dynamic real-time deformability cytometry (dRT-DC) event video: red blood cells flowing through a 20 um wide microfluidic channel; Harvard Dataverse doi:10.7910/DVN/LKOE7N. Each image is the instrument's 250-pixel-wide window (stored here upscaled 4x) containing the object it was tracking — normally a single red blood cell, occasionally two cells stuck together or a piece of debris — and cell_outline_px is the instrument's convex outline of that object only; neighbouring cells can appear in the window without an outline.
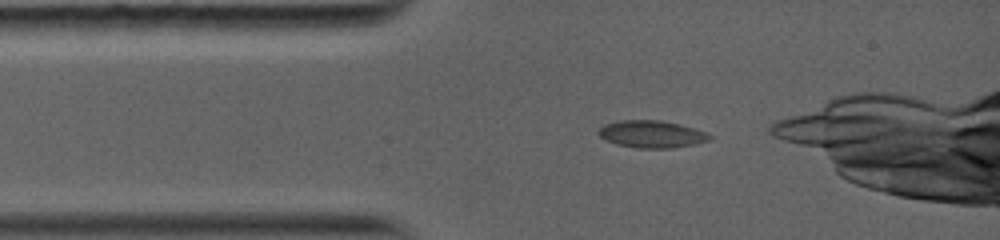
{"species": "common noctule bat (a hibernating species)", "species_latin": "Nyctalus noctula", "temperature_condition": "warm", "stored_images_in_passage": 4, "camera_frame_rate_fps": 5000, "um_per_image_px": 0.085, "animal": {"sex": "female", "body_mass_g": 19.0, "forearm_length_mm": 56.7}, "frame": {"image": 1, "passage_image": 1, "time_ms": 0.0, "image_size_px": [1000, 240], "cell_outline_px": [[712, 140], [672, 148], [636, 148], [616, 144], [600, 136], [596, 132], [604, 124], [620, 120], [660, 120], [680, 124], [708, 132], [712, 136]], "centroid_in_image_um": [55.41, 11.39], "position_along_channel_um": 29.6, "area_um2": 17.69}}
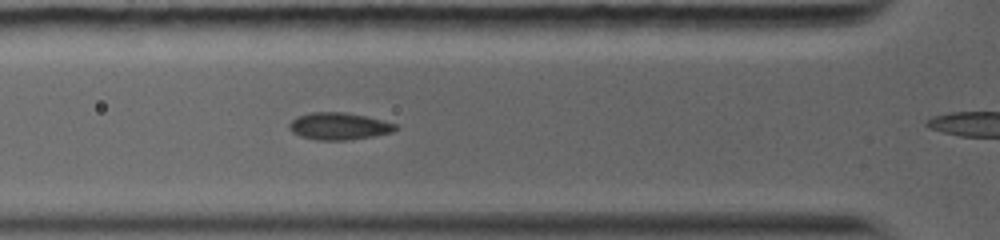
{"frame": {"image": 2, "passage_image": 3, "time_ms": 2.0, "image_size_px": [1000, 240], "cell_outline_px": [[396, 128], [392, 132], [372, 136], [348, 140], [316, 140], [300, 136], [292, 132], [288, 128], [288, 124], [296, 116], [312, 112], [344, 112], [368, 116], [396, 124]], "centroid_in_image_um": [28.76, 10.72], "position_along_channel_um": 97.0, "area_um2": 16.82}}
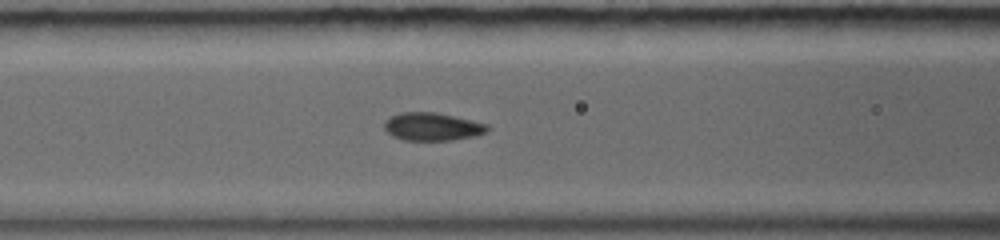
{"frame": {"image": 3, "passage_image": 4, "time_ms": 2.8, "image_size_px": [1000, 240], "cell_outline_px": [[488, 132], [472, 136], [452, 140], [404, 140], [392, 136], [384, 128], [384, 120], [400, 112], [436, 112], [488, 124]], "centroid_in_image_um": [36.72, 10.76], "position_along_channel_um": 129.9, "area_um2": 16.7}}